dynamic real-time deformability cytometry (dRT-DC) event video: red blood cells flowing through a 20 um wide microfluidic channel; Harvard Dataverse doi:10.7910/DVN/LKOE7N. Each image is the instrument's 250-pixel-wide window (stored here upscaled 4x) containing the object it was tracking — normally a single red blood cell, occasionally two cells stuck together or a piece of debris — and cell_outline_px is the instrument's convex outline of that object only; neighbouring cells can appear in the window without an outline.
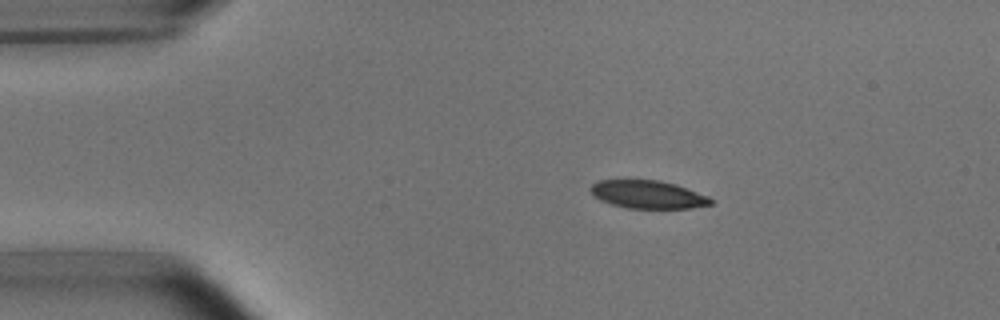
{"species": "common noctule bat (a hibernating species)", "species_latin": "Nyctalus noctula", "temperature_condition": "room temperature", "stored_images_in_passage": 8, "camera_frame_rate_fps": 3000, "um_per_image_px": 0.085, "animal": {"sex": "male", "body_mass_g": 15.6}, "frame": {"image": 1, "passage_image": 3, "time_ms": 2.333, "image_size_px": [1000, 320], "cell_outline_px": [[712, 204], [692, 208], [628, 208], [612, 204], [600, 200], [588, 188], [596, 180], [660, 180], [676, 184], [708, 196], [712, 200]], "centroid_in_image_um": [55.06, 16.52], "position_along_channel_um": 29.9, "area_um2": 19.54}}
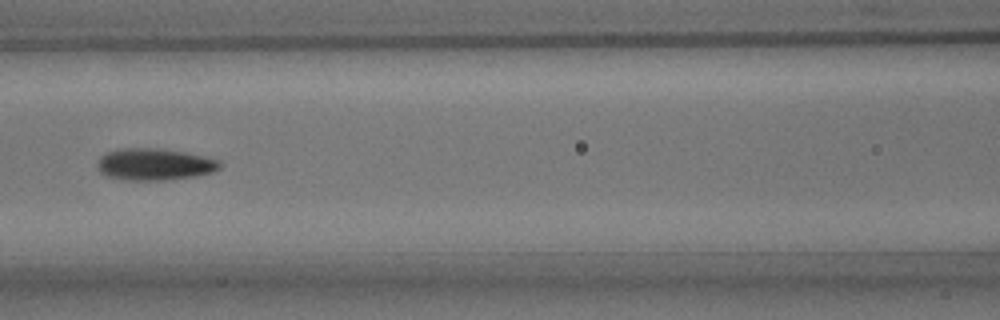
{"frame": {"image": 2, "passage_image": 7, "time_ms": 7.0, "image_size_px": [1000, 320], "cell_outline_px": [[224, 164], [220, 168], [212, 172], [196, 176], [164, 180], [124, 180], [104, 176], [96, 168], [96, 164], [100, 156], [108, 152], [120, 148], [152, 148], [184, 152], [204, 156], [220, 160]], "centroid_in_image_um": [13.11, 13.97], "position_along_channel_um": 153.5, "area_um2": 22.95}}
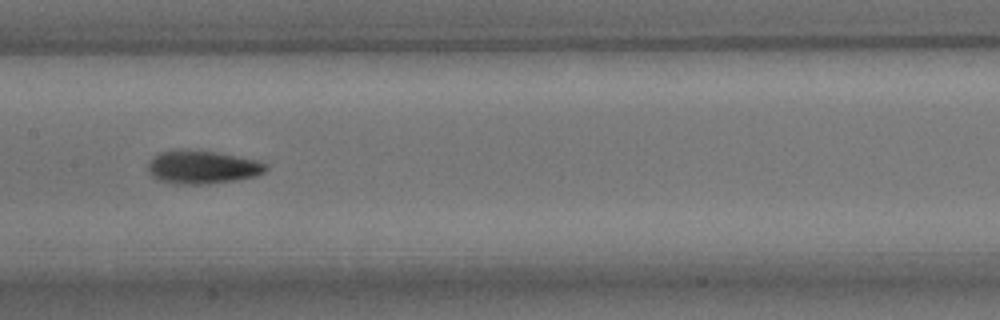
{"frame": {"image": 3, "passage_image": 8, "time_ms": 8.0, "image_size_px": [1000, 320], "cell_outline_px": [[268, 168], [264, 172], [256, 176], [236, 180], [208, 184], [172, 184], [156, 180], [148, 172], [148, 160], [160, 152], [176, 148], [216, 152], [260, 160], [268, 164]], "centroid_in_image_um": [17.18, 14.2], "position_along_channel_um": 190.2, "area_um2": 23.41}}